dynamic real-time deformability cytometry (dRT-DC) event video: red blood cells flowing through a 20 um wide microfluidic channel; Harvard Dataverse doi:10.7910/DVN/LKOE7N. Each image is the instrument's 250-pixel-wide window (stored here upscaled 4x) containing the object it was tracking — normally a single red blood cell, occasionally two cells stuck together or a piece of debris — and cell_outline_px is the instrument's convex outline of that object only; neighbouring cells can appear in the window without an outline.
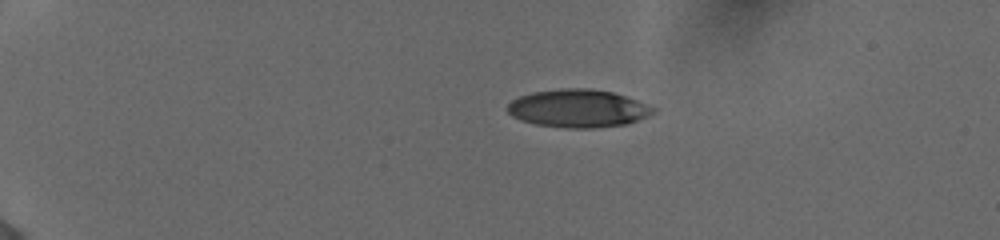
{"species": "human", "species_latin": "Homo sapiens", "temperature_condition": "cold", "stored_images_in_passage": 43, "camera_frame_rate_fps": 3000, "um_per_image_px": 0.085, "donor": {"sex": "female"}, "frame": {"image": 1, "passage_image": 1, "time_ms": 0.0, "image_size_px": [1000, 240], "cell_outline_px": [[656, 112], [648, 116], [624, 124], [596, 128], [564, 128], [536, 124], [520, 120], [512, 116], [508, 112], [508, 104], [512, 100], [520, 96], [532, 92], [564, 88], [588, 88], [612, 92], [636, 100], [656, 108]], "centroid_in_image_um": [49.12, 9.22], "position_along_channel_um": 35.9, "area_um2": 32.08}}
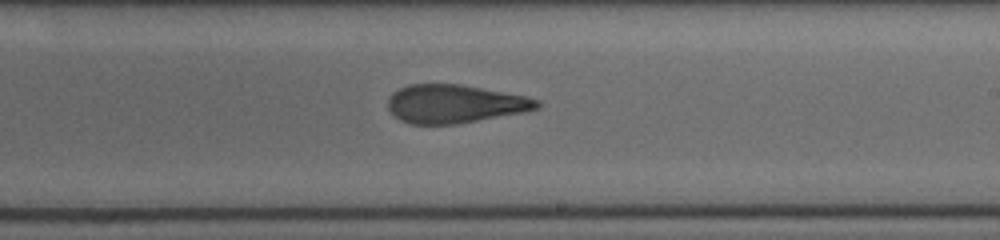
{"frame": {"image": 2, "passage_image": 24, "time_ms": 7.667, "image_size_px": [1000, 240], "cell_outline_px": [[540, 108], [524, 112], [456, 124], [412, 124], [400, 120], [388, 108], [388, 96], [392, 92], [408, 84], [460, 84], [528, 96], [540, 100]], "centroid_in_image_um": [38.67, 8.82], "position_along_channel_um": 250.3, "area_um2": 33.41}}
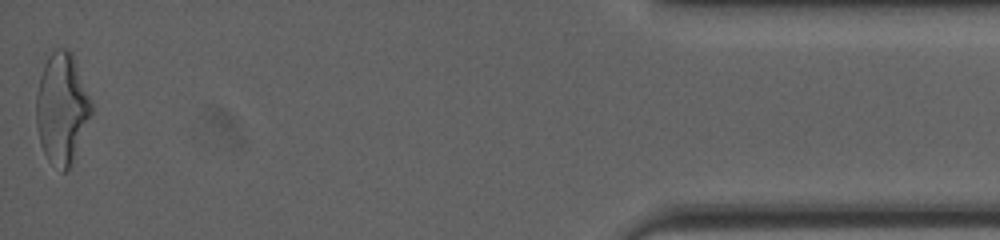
{"frame": {"image": 3, "passage_image": 43, "time_ms": 14.0, "image_size_px": [1000, 240], "cell_outline_px": [[92, 112], [68, 168], [64, 172], [60, 172], [48, 160], [40, 144], [36, 124], [36, 96], [44, 52], [56, 48], [64, 48], [72, 52], [92, 104]], "centroid_in_image_um": [5.2, 9.12], "position_along_channel_um": 430.0, "area_um2": 35.66}, "authors_computed_cell_mechanics": {"area_um2": 34.3332, "velocity_mm_per_s": 3.8994, "shape_relaxation_time_tau1_ms": null, "shape_relaxation_time_tau2_ms": 2.0997, "deformation_change_tau1": null, "deformation_change_tau2": 0.1254}}